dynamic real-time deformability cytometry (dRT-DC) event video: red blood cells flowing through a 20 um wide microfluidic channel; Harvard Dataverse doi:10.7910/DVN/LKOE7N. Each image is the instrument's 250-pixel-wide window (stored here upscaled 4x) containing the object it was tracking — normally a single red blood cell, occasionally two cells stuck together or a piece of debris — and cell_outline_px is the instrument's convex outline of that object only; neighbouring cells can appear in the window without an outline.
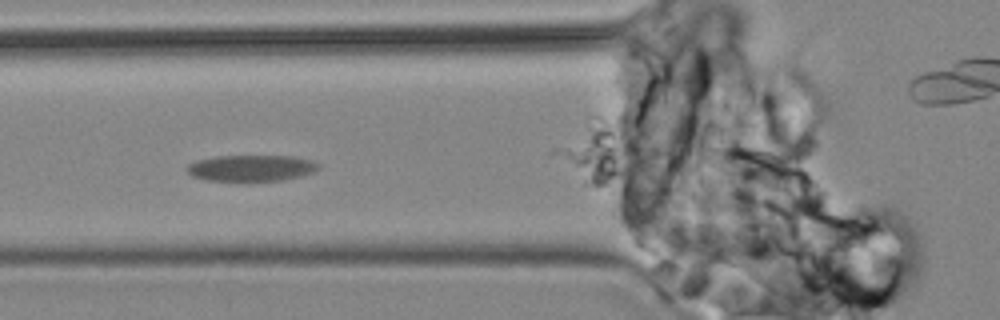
{"species": "common noctule bat (a hibernating species)", "species_latin": "Nyctalus noctula", "temperature_condition": "cold", "stored_images_in_passage": 8, "camera_frame_rate_fps": 3000, "um_per_image_px": 0.085, "animal": {"sex": "male", "body_mass_g": 19.2, "forearm_length_mm": 51.8}, "frame": {"image": 1, "passage_image": 7, "time_ms": 7.0, "image_size_px": [1000, 320], "cell_outline_px": [[320, 168], [312, 172], [300, 176], [280, 180], [248, 184], [204, 180], [192, 176], [188, 172], [188, 164], [196, 160], [216, 156], [292, 156], [312, 160], [320, 164]], "centroid_in_image_um": [21.33, 14.33], "position_along_channel_um": 104.5, "area_um2": 20.98}}
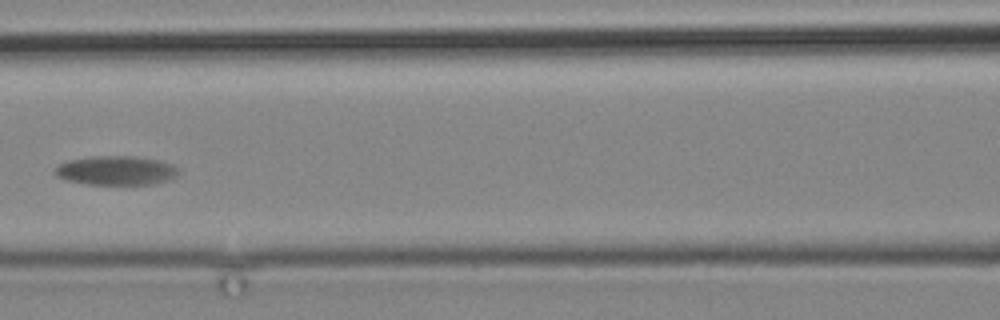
{"frame": {"image": 2, "passage_image": 8, "time_ms": 8.667, "image_size_px": [1000, 320], "cell_outline_px": [[180, 172], [176, 176], [168, 180], [152, 184], [88, 184], [64, 180], [56, 176], [56, 168], [60, 164], [68, 160], [92, 156], [136, 156], [156, 160], [172, 164], [180, 168]], "centroid_in_image_um": [9.89, 14.49], "position_along_channel_um": 156.7, "area_um2": 20.98}}